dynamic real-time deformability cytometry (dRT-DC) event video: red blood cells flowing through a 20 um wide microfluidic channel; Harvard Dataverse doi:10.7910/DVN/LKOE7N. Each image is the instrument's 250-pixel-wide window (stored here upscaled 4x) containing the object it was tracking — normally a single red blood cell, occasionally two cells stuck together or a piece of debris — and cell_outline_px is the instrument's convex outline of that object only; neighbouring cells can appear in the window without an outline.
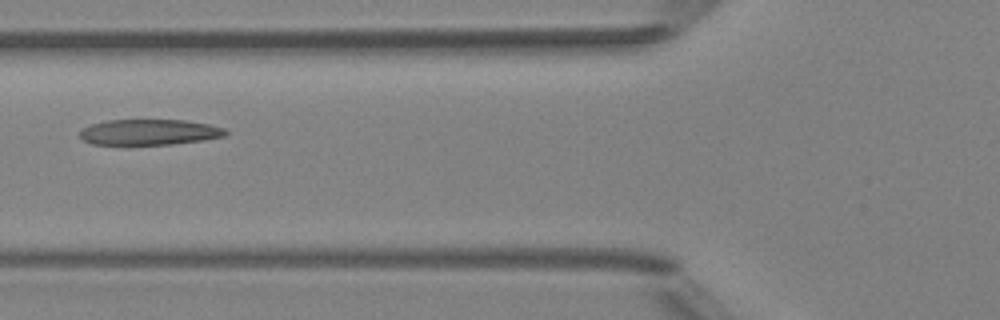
{"species": "Egyptian fruit bat (a non-hibernating species)", "species_latin": "Rousettus aegyptiacus", "temperature_condition": "room temperature", "stored_images_in_passage": 6, "camera_frame_rate_fps": 3000, "um_per_image_px": 0.085, "animal": {"sex": "female"}, "frame": {"image": 1, "passage_image": 6, "time_ms": 5.667, "image_size_px": [1000, 320], "cell_outline_px": [[228, 132], [224, 136], [200, 140], [172, 144], [92, 144], [84, 140], [80, 136], [80, 132], [84, 128], [92, 124], [108, 120], [184, 120], [208, 124], [224, 128]], "centroid_in_image_um": [12.69, 11.22], "position_along_channel_um": 113.1, "area_um2": 21.44}}